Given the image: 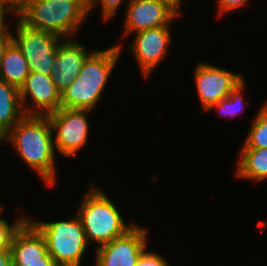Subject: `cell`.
<instances>
[{"instance_id":"6da1fadb","label":"cell","mask_w":267,"mask_h":266,"mask_svg":"<svg viewBox=\"0 0 267 266\" xmlns=\"http://www.w3.org/2000/svg\"><path fill=\"white\" fill-rule=\"evenodd\" d=\"M53 131L47 115H25L1 141L12 143L21 160L48 186L56 182Z\"/></svg>"},{"instance_id":"7a4b0ae2","label":"cell","mask_w":267,"mask_h":266,"mask_svg":"<svg viewBox=\"0 0 267 266\" xmlns=\"http://www.w3.org/2000/svg\"><path fill=\"white\" fill-rule=\"evenodd\" d=\"M122 45L93 51L85 60L80 74L61 93V107L71 109H94L100 101L108 78L117 64Z\"/></svg>"},{"instance_id":"3957f363","label":"cell","mask_w":267,"mask_h":266,"mask_svg":"<svg viewBox=\"0 0 267 266\" xmlns=\"http://www.w3.org/2000/svg\"><path fill=\"white\" fill-rule=\"evenodd\" d=\"M88 14L87 0H28L17 17L32 29L70 38Z\"/></svg>"},{"instance_id":"277c9868","label":"cell","mask_w":267,"mask_h":266,"mask_svg":"<svg viewBox=\"0 0 267 266\" xmlns=\"http://www.w3.org/2000/svg\"><path fill=\"white\" fill-rule=\"evenodd\" d=\"M89 190L83 197L77 213L88 244L92 241L100 247L126 234L135 226L124 223L114 203L101 189L92 186Z\"/></svg>"},{"instance_id":"5b68a950","label":"cell","mask_w":267,"mask_h":266,"mask_svg":"<svg viewBox=\"0 0 267 266\" xmlns=\"http://www.w3.org/2000/svg\"><path fill=\"white\" fill-rule=\"evenodd\" d=\"M28 220L44 236L47 251L59 266H81L82 257L89 244L77 214L68 221Z\"/></svg>"},{"instance_id":"8992f818","label":"cell","mask_w":267,"mask_h":266,"mask_svg":"<svg viewBox=\"0 0 267 266\" xmlns=\"http://www.w3.org/2000/svg\"><path fill=\"white\" fill-rule=\"evenodd\" d=\"M16 25L17 36L13 35L12 41L26 58L29 71L52 75V63L63 38L49 31L32 29L20 20Z\"/></svg>"},{"instance_id":"52a82bcc","label":"cell","mask_w":267,"mask_h":266,"mask_svg":"<svg viewBox=\"0 0 267 266\" xmlns=\"http://www.w3.org/2000/svg\"><path fill=\"white\" fill-rule=\"evenodd\" d=\"M91 110L59 108L47 115L52 131L56 132L53 139L55 152L70 157L76 155L86 143L89 131L87 113Z\"/></svg>"},{"instance_id":"ba28073f","label":"cell","mask_w":267,"mask_h":266,"mask_svg":"<svg viewBox=\"0 0 267 266\" xmlns=\"http://www.w3.org/2000/svg\"><path fill=\"white\" fill-rule=\"evenodd\" d=\"M147 229L137 224L126 234L96 249V266H136L146 251Z\"/></svg>"},{"instance_id":"9c48e42d","label":"cell","mask_w":267,"mask_h":266,"mask_svg":"<svg viewBox=\"0 0 267 266\" xmlns=\"http://www.w3.org/2000/svg\"><path fill=\"white\" fill-rule=\"evenodd\" d=\"M10 250L13 266H59L49 255L44 236L28 219L14 233Z\"/></svg>"},{"instance_id":"30bf717a","label":"cell","mask_w":267,"mask_h":266,"mask_svg":"<svg viewBox=\"0 0 267 266\" xmlns=\"http://www.w3.org/2000/svg\"><path fill=\"white\" fill-rule=\"evenodd\" d=\"M123 34L137 33L147 29L171 25L181 15L164 0H129Z\"/></svg>"},{"instance_id":"8fae6325","label":"cell","mask_w":267,"mask_h":266,"mask_svg":"<svg viewBox=\"0 0 267 266\" xmlns=\"http://www.w3.org/2000/svg\"><path fill=\"white\" fill-rule=\"evenodd\" d=\"M194 74L197 94L205 111L222 98L228 97V94L244 80L240 74L204 62L196 66Z\"/></svg>"},{"instance_id":"7c38bea8","label":"cell","mask_w":267,"mask_h":266,"mask_svg":"<svg viewBox=\"0 0 267 266\" xmlns=\"http://www.w3.org/2000/svg\"><path fill=\"white\" fill-rule=\"evenodd\" d=\"M19 93L25 115H48L61 108V93L51 75L30 72ZM28 96L35 105L26 106Z\"/></svg>"},{"instance_id":"4fadbf2b","label":"cell","mask_w":267,"mask_h":266,"mask_svg":"<svg viewBox=\"0 0 267 266\" xmlns=\"http://www.w3.org/2000/svg\"><path fill=\"white\" fill-rule=\"evenodd\" d=\"M170 25L147 29L135 34L132 51L144 78L163 60L171 42Z\"/></svg>"},{"instance_id":"5bb4252c","label":"cell","mask_w":267,"mask_h":266,"mask_svg":"<svg viewBox=\"0 0 267 266\" xmlns=\"http://www.w3.org/2000/svg\"><path fill=\"white\" fill-rule=\"evenodd\" d=\"M67 39V40H66ZM85 46L71 38L60 41L57 55L54 59L52 81L60 93L65 91L72 81L80 74V70L92 52H87Z\"/></svg>"},{"instance_id":"9a60e30c","label":"cell","mask_w":267,"mask_h":266,"mask_svg":"<svg viewBox=\"0 0 267 266\" xmlns=\"http://www.w3.org/2000/svg\"><path fill=\"white\" fill-rule=\"evenodd\" d=\"M24 116L19 89L0 80V139Z\"/></svg>"},{"instance_id":"2e32d148","label":"cell","mask_w":267,"mask_h":266,"mask_svg":"<svg viewBox=\"0 0 267 266\" xmlns=\"http://www.w3.org/2000/svg\"><path fill=\"white\" fill-rule=\"evenodd\" d=\"M29 73L26 58L17 45L11 41L0 61V80L19 89L24 84Z\"/></svg>"},{"instance_id":"e0dca14e","label":"cell","mask_w":267,"mask_h":266,"mask_svg":"<svg viewBox=\"0 0 267 266\" xmlns=\"http://www.w3.org/2000/svg\"><path fill=\"white\" fill-rule=\"evenodd\" d=\"M236 176L251 181L267 179V148H242Z\"/></svg>"},{"instance_id":"ac0fdd59","label":"cell","mask_w":267,"mask_h":266,"mask_svg":"<svg viewBox=\"0 0 267 266\" xmlns=\"http://www.w3.org/2000/svg\"><path fill=\"white\" fill-rule=\"evenodd\" d=\"M242 148H267V102L260 108Z\"/></svg>"},{"instance_id":"d6986e66","label":"cell","mask_w":267,"mask_h":266,"mask_svg":"<svg viewBox=\"0 0 267 266\" xmlns=\"http://www.w3.org/2000/svg\"><path fill=\"white\" fill-rule=\"evenodd\" d=\"M245 80L237 85L229 94L228 97L222 98L218 103L211 105L206 111H211L216 108L220 116L227 118L237 115L244 111L246 104L243 103V93L245 90ZM245 105V106H244ZM240 114V113H239Z\"/></svg>"},{"instance_id":"ffe728a7","label":"cell","mask_w":267,"mask_h":266,"mask_svg":"<svg viewBox=\"0 0 267 266\" xmlns=\"http://www.w3.org/2000/svg\"><path fill=\"white\" fill-rule=\"evenodd\" d=\"M123 1L124 0H87L88 13L90 14L91 9L96 7L97 3H99L101 4L103 19H111L112 16L114 17V15H116Z\"/></svg>"},{"instance_id":"44dd1931","label":"cell","mask_w":267,"mask_h":266,"mask_svg":"<svg viewBox=\"0 0 267 266\" xmlns=\"http://www.w3.org/2000/svg\"><path fill=\"white\" fill-rule=\"evenodd\" d=\"M26 218H17L12 225L0 218V241H12L14 233L21 227V225L26 221Z\"/></svg>"},{"instance_id":"7402d4cb","label":"cell","mask_w":267,"mask_h":266,"mask_svg":"<svg viewBox=\"0 0 267 266\" xmlns=\"http://www.w3.org/2000/svg\"><path fill=\"white\" fill-rule=\"evenodd\" d=\"M136 266H169L168 262L161 255L146 251L140 256Z\"/></svg>"},{"instance_id":"603a6c76","label":"cell","mask_w":267,"mask_h":266,"mask_svg":"<svg viewBox=\"0 0 267 266\" xmlns=\"http://www.w3.org/2000/svg\"><path fill=\"white\" fill-rule=\"evenodd\" d=\"M248 0H218L219 14L224 15L227 12H231L239 7L244 6ZM231 10V11H230Z\"/></svg>"},{"instance_id":"cb8c5ba5","label":"cell","mask_w":267,"mask_h":266,"mask_svg":"<svg viewBox=\"0 0 267 266\" xmlns=\"http://www.w3.org/2000/svg\"><path fill=\"white\" fill-rule=\"evenodd\" d=\"M28 0H0V5L7 11L17 15L26 5Z\"/></svg>"},{"instance_id":"d4e9b609","label":"cell","mask_w":267,"mask_h":266,"mask_svg":"<svg viewBox=\"0 0 267 266\" xmlns=\"http://www.w3.org/2000/svg\"><path fill=\"white\" fill-rule=\"evenodd\" d=\"M7 24L0 27V61L3 57L4 51L12 41V33L7 29Z\"/></svg>"},{"instance_id":"484cf974","label":"cell","mask_w":267,"mask_h":266,"mask_svg":"<svg viewBox=\"0 0 267 266\" xmlns=\"http://www.w3.org/2000/svg\"><path fill=\"white\" fill-rule=\"evenodd\" d=\"M0 266H13L10 248L0 251Z\"/></svg>"},{"instance_id":"4316f807","label":"cell","mask_w":267,"mask_h":266,"mask_svg":"<svg viewBox=\"0 0 267 266\" xmlns=\"http://www.w3.org/2000/svg\"><path fill=\"white\" fill-rule=\"evenodd\" d=\"M167 3H169L172 7H174L180 14H181V9H179V7H181V3L183 0H164Z\"/></svg>"},{"instance_id":"83f0119b","label":"cell","mask_w":267,"mask_h":266,"mask_svg":"<svg viewBox=\"0 0 267 266\" xmlns=\"http://www.w3.org/2000/svg\"><path fill=\"white\" fill-rule=\"evenodd\" d=\"M6 10L0 5V27L5 26Z\"/></svg>"},{"instance_id":"f1b7e54d","label":"cell","mask_w":267,"mask_h":266,"mask_svg":"<svg viewBox=\"0 0 267 266\" xmlns=\"http://www.w3.org/2000/svg\"><path fill=\"white\" fill-rule=\"evenodd\" d=\"M12 241H0V251L6 248H10Z\"/></svg>"}]
</instances>
